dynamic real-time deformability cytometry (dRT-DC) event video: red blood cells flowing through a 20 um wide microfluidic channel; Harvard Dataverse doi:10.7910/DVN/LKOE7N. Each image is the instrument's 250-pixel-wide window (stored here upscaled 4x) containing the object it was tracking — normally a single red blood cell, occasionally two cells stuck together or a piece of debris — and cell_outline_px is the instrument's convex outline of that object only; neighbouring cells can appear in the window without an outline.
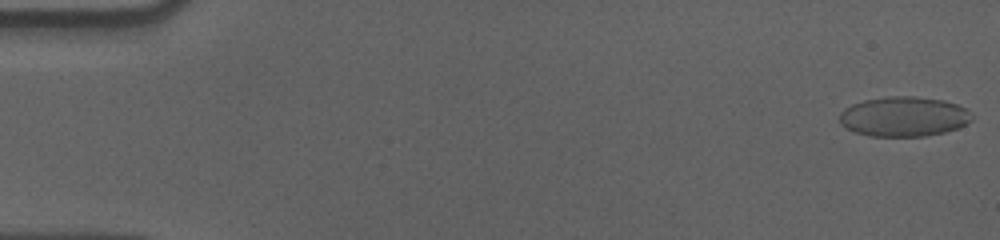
{"species": "human", "species_latin": "Homo sapiens", "temperature_condition": "cold", "stored_images_in_passage": 53, "camera_frame_rate_fps": 3000, "um_per_image_px": 0.085, "donor": {"sex": "male"}, "frame": {"image": 1, "passage_image": 1, "time_ms": 0.0, "image_size_px": [1000, 240], "cell_outline_px": [[972, 120], [956, 128], [944, 132], [924, 136], [872, 136], [856, 132], [840, 124], [840, 112], [844, 108], [852, 104], [864, 100], [888, 96], [916, 96], [944, 100], [968, 108], [972, 112]], "centroid_in_image_um": [76.84, 9.89], "position_along_channel_um": 8.2, "area_um2": 30.75}}
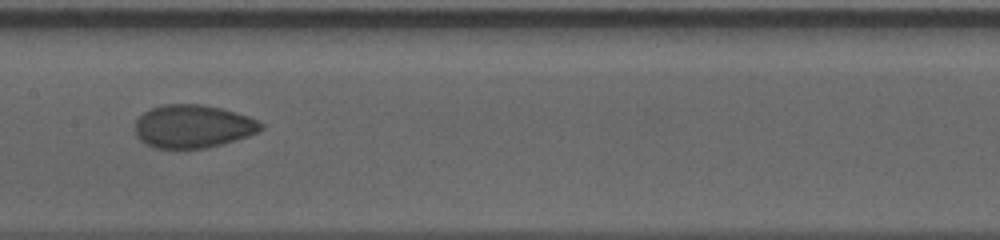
{"frame": {"image": 2, "passage_image": 29, "time_ms": 9.333, "image_size_px": [1000, 240], "cell_outline_px": [[264, 128], [248, 136], [236, 140], [204, 148], [156, 148], [140, 140], [136, 136], [136, 120], [144, 112], [152, 108], [164, 104], [200, 104], [220, 108], [236, 112], [260, 120], [264, 124]], "centroid_in_image_um": [16.43, 10.73], "position_along_channel_um": 191.0, "area_um2": 31.5}}
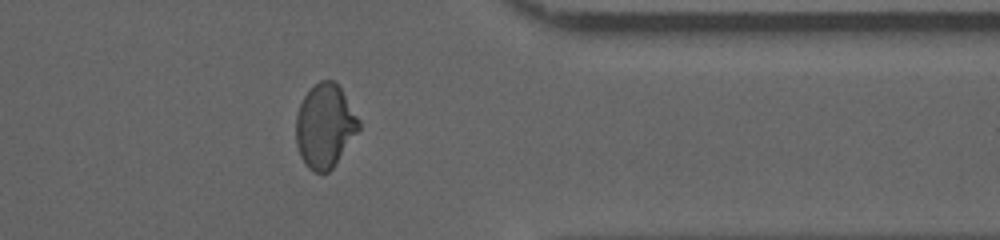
{"frame": {"image": 3, "passage_image": 46, "time_ms": 15.0, "image_size_px": [1000, 240], "cell_outline_px": [[360, 128], [332, 168], [328, 172], [316, 172], [308, 168], [300, 156], [296, 144], [296, 116], [300, 104], [304, 96], [320, 80], [332, 80], [340, 88], [360, 120]], "centroid_in_image_um": [27.6, 10.72], "position_along_channel_um": 383.8, "area_um2": 30.23}}